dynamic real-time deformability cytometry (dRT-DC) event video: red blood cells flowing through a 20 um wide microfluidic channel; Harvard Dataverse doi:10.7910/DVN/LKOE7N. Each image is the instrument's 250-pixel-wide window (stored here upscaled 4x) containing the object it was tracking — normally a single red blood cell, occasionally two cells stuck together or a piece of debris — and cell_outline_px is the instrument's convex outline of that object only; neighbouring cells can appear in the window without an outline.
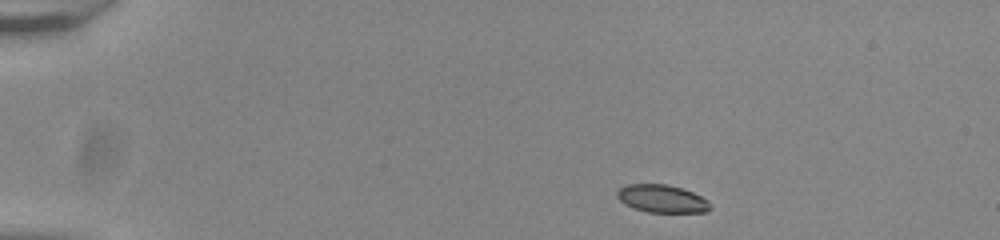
{"species": "common noctule bat (a hibernating species)", "species_latin": "Nyctalus noctula", "temperature_condition": "room temperature", "stored_images_in_passage": 46, "camera_frame_rate_fps": 3000, "um_per_image_px": 0.085, "animal": {"sex": "male", "body_mass_g": 20.0, "forearm_length_mm": 53.3}, "frame": {"image": 1, "passage_image": 1, "time_ms": 0.0, "image_size_px": [1000, 240], "cell_outline_px": [[712, 208], [704, 212], [648, 212], [632, 208], [624, 204], [616, 196], [616, 192], [624, 184], [668, 184], [692, 192], [708, 200]], "centroid_in_image_um": [56.23, 16.89], "position_along_channel_um": 28.8, "area_um2": 15.14}}
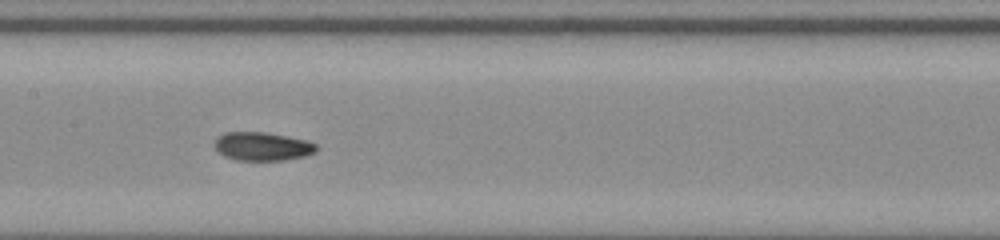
{"frame": {"image": 2, "passage_image": 20, "time_ms": 6.333, "image_size_px": [1000, 240], "cell_outline_px": [[316, 152], [304, 156], [284, 160], [236, 160], [224, 156], [216, 148], [216, 140], [224, 132], [264, 132], [308, 140], [316, 144]], "centroid_in_image_um": [22.33, 12.44], "position_along_channel_um": 185.1, "area_um2": 16.7}}
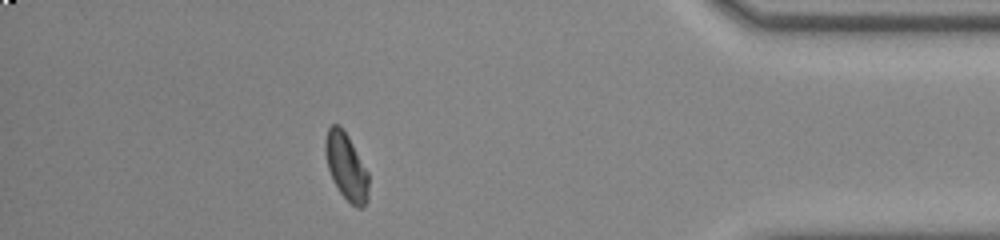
{"frame": {"image": 3, "passage_image": 40, "time_ms": 13.0, "image_size_px": [1000, 240], "cell_outline_px": [[368, 200], [364, 208], [356, 208], [340, 192], [332, 180], [328, 168], [324, 152], [324, 140], [328, 128], [332, 124], [340, 124], [348, 136], [368, 172]], "centroid_in_image_um": [29.42, 14.15], "position_along_channel_um": 405.8, "area_um2": 16.99}, "authors_computed_cell_mechanics": {"area_um2": 16.6175, "velocity_mm_per_s": 3.8499, "shape_relaxation_time_tau1_ms": 4.1822, "shape_relaxation_time_tau2_ms": 1.9575, "deformation_change_tau1": 0.1318, "deformation_change_tau2": 0.0589}}